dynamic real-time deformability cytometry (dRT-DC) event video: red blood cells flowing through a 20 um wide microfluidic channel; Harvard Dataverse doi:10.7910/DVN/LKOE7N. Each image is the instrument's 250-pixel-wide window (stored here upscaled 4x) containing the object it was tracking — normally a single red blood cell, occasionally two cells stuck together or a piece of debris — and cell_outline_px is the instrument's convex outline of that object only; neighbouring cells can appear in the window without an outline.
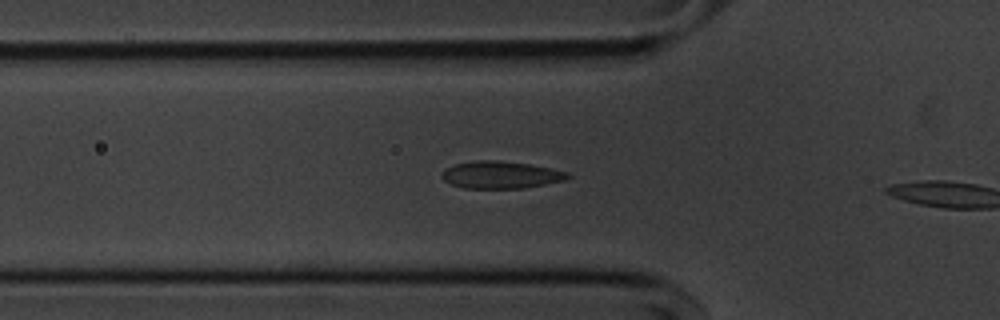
{"species": "common noctule bat (a hibernating species)", "species_latin": "Nyctalus noctula", "temperature_condition": "cold", "stored_images_in_passage": 10, "camera_frame_rate_fps": 3000, "um_per_image_px": 0.085, "animal": {"sex": "male", "body_mass_g": 20.1, "forearm_length_mm": 53.5}, "frame": {"image": 1, "passage_image": 9, "time_ms": 2.667, "image_size_px": [1000, 320], "cell_outline_px": [[572, 176], [564, 180], [524, 188], [464, 188], [452, 184], [444, 180], [440, 176], [444, 168], [456, 164], [476, 160], [500, 160], [528, 164], [568, 172]], "centroid_in_image_um": [42.53, 14.86], "position_along_channel_um": 83.3, "area_um2": 19.88}}